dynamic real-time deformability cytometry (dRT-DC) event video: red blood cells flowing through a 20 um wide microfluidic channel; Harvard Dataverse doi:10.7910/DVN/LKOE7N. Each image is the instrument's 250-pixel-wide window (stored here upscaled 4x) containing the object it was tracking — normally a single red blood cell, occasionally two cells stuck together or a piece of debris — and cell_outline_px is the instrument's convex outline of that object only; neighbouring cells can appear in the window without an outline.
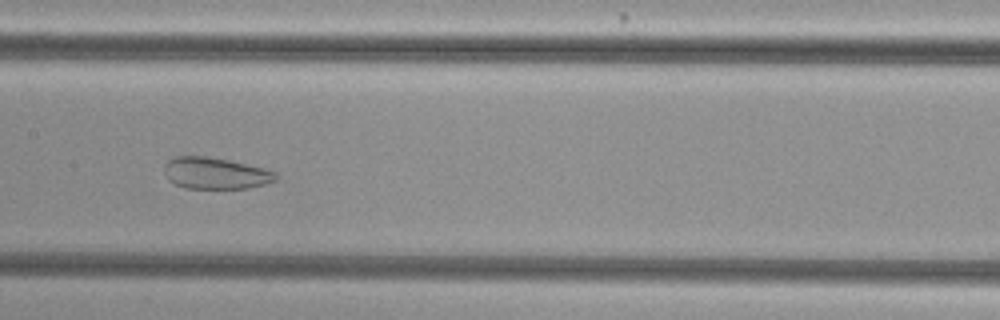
{"species": "common noctule bat (a hibernating species)", "species_latin": "Nyctalus noctula", "temperature_condition": "cold", "stored_images_in_passage": 51, "camera_frame_rate_fps": 3000, "um_per_image_px": 0.085, "animal": {"sex": "female", "body_mass_g": 29.2, "forearm_length_mm": 56.3}, "frame": {"image": 1, "passage_image": 24, "time_ms": 7.667, "image_size_px": [1000, 320], "cell_outline_px": [[280, 176], [276, 180], [264, 184], [248, 188], [184, 188], [168, 180], [164, 172], [164, 164], [168, 160], [176, 156], [204, 156], [228, 160], [264, 168], [276, 172]], "centroid_in_image_um": [18.31, 14.72], "position_along_channel_um": 189.1, "area_um2": 20.52}}
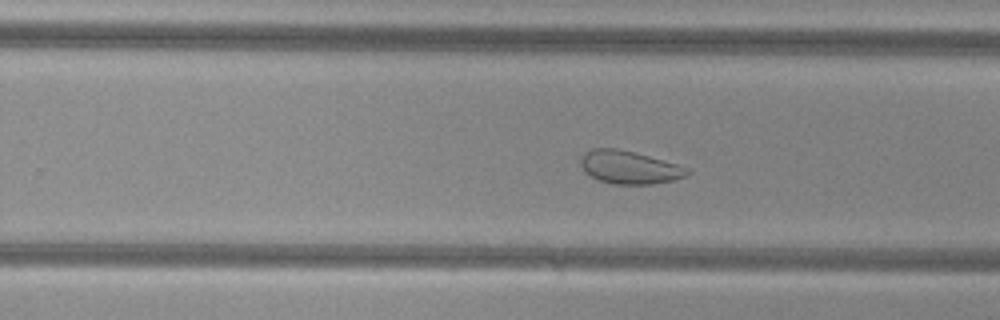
{"frame": {"image": 2, "passage_image": 31, "time_ms": 10.0, "image_size_px": [1000, 320], "cell_outline_px": [[692, 172], [676, 180], [652, 184], [612, 184], [600, 180], [584, 172], [580, 164], [580, 156], [584, 152], [592, 148], [616, 148], [636, 152], [692, 168]], "centroid_in_image_um": [53.52, 14.21], "position_along_channel_um": 276.3, "area_um2": 20.87}}
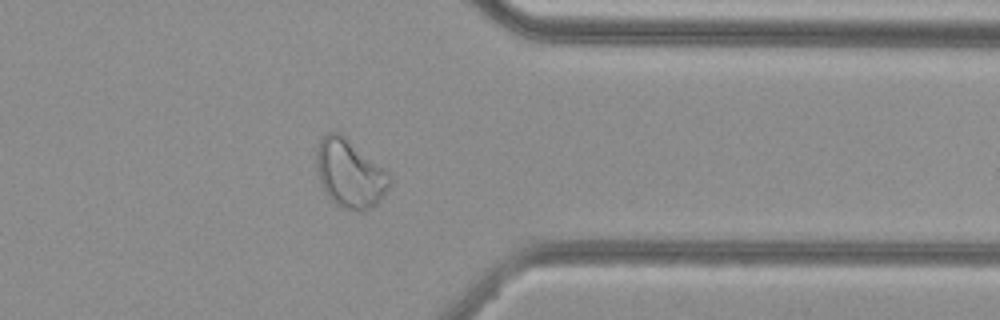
{"frame": {"image": 3, "passage_image": 40, "time_ms": 13.0, "image_size_px": [1000, 320], "cell_outline_px": [[392, 180], [388, 188], [376, 204], [360, 212], [356, 212], [344, 208], [336, 204], [324, 192], [316, 168], [316, 148], [320, 140], [328, 132], [340, 132], [388, 172], [392, 176]], "centroid_in_image_um": [29.72, 14.75], "position_along_channel_um": 381.7, "area_um2": 28.96}, "authors_computed_cell_mechanics": {"area_um2": 29.7092, "velocity_mm_per_s": 3.7511, "shape_relaxation_time_tau1_ms": null, "shape_relaxation_time_tau2_ms": 1.5613, "deformation_change_tau1": null, "deformation_change_tau2": 0.0749}}